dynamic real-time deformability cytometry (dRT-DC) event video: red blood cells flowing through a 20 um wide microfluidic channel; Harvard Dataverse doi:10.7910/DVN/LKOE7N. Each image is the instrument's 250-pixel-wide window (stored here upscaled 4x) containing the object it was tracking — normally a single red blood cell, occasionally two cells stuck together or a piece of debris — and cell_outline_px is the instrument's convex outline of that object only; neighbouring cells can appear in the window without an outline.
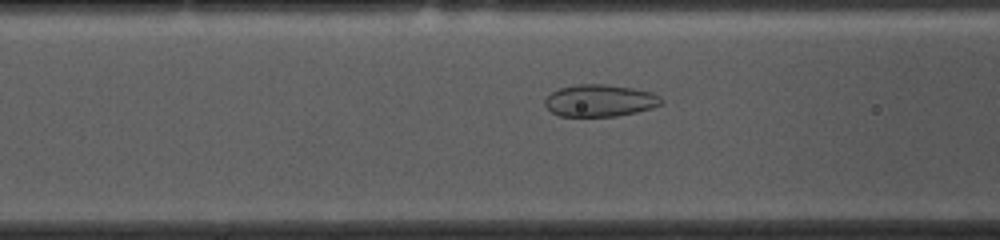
{"species": "common noctule bat (a hibernating species)", "species_latin": "Nyctalus noctula", "temperature_condition": "cold", "stored_images_in_passage": 52, "camera_frame_rate_fps": 3000, "um_per_image_px": 0.085, "animal": {"sex": "female", "body_mass_g": 10.0, "forearm_length_mm": 53.1}, "frame": {"image": 1, "passage_image": 18, "time_ms": 5.667, "image_size_px": [1000, 240], "cell_outline_px": [[664, 104], [652, 108], [636, 112], [616, 116], [560, 116], [552, 112], [544, 104], [544, 100], [552, 92], [560, 88], [576, 84], [604, 84], [632, 88], [652, 92], [660, 96], [664, 100]], "centroid_in_image_um": [51.02, 8.55], "position_along_channel_um": 115.6, "area_um2": 21.79}}
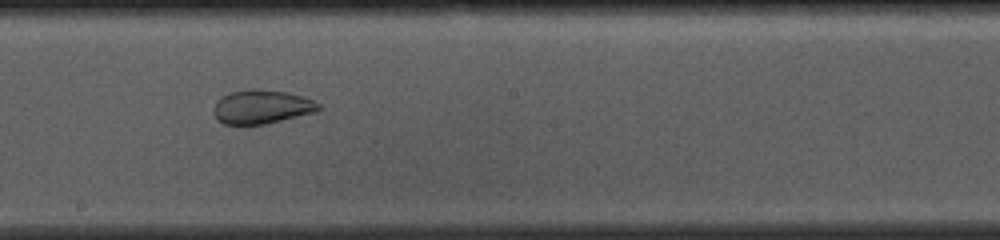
{"frame": {"image": 2, "passage_image": 27, "time_ms": 8.667, "image_size_px": [1000, 240], "cell_outline_px": [[320, 108], [316, 112], [264, 124], [224, 124], [216, 120], [212, 112], [212, 108], [216, 100], [220, 96], [228, 92], [252, 88], [256, 88], [288, 92], [312, 100], [320, 104]], "centroid_in_image_um": [22.17, 9.07], "position_along_channel_um": 226.0, "area_um2": 20.98}}
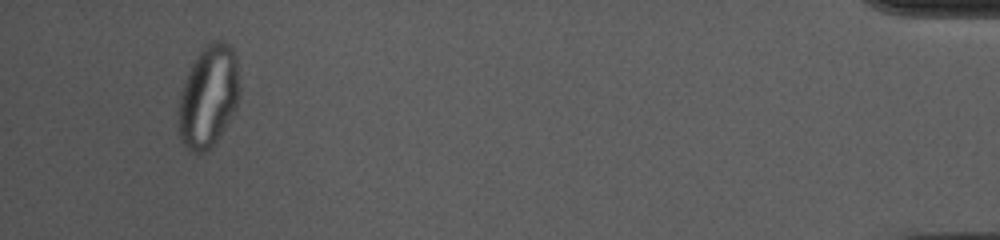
{"frame": {"image": 3, "passage_image": 49, "time_ms": 16.0, "image_size_px": [1000, 240], "cell_outline_px": [[236, 108], [212, 148], [204, 152], [192, 152], [184, 144], [180, 136], [180, 92], [184, 80], [192, 64], [200, 52], [208, 44], [216, 40], [220, 40], [228, 44], [232, 48], [236, 56]], "centroid_in_image_um": [17.69, 8.21], "position_along_channel_um": 417.5, "area_um2": 35.03}}